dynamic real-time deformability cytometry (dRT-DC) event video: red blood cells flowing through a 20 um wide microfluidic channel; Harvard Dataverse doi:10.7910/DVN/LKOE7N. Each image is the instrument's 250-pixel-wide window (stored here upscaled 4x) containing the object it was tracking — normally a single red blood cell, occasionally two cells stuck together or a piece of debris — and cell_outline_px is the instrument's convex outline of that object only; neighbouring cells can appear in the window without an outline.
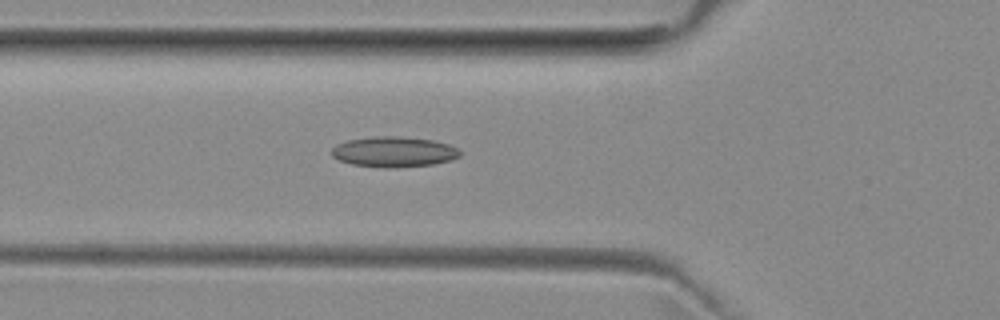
{"species": "common noctule bat (a hibernating species)", "species_latin": "Nyctalus noctula", "temperature_condition": "room temperature", "stored_images_in_passage": 40, "camera_frame_rate_fps": 3000, "um_per_image_px": 0.085, "animal": {"sex": "female", "body_mass_g": 29.2, "forearm_length_mm": 56.3}, "frame": {"image": 1, "passage_image": 7, "time_ms": 2.0, "image_size_px": [1000, 320], "cell_outline_px": [[460, 156], [448, 160], [432, 164], [396, 168], [384, 168], [352, 164], [340, 160], [332, 156], [332, 148], [336, 144], [348, 140], [372, 136], [396, 136], [432, 140], [448, 144], [456, 148], [460, 152]], "centroid_in_image_um": [33.44, 12.9], "position_along_channel_um": 92.4, "area_um2": 22.6}}
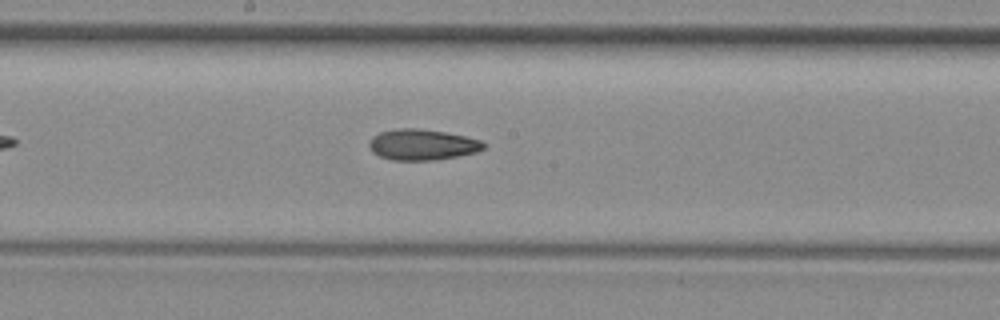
{"frame": {"image": 2, "passage_image": 16, "time_ms": 5.0, "image_size_px": [1000, 320], "cell_outline_px": [[484, 148], [476, 152], [460, 156], [436, 160], [392, 160], [380, 156], [372, 152], [368, 144], [372, 136], [380, 132], [400, 128], [416, 128], [444, 132], [464, 136], [480, 140], [484, 144]], "centroid_in_image_um": [35.87, 12.3], "position_along_channel_um": 212.3, "area_um2": 20.52}}
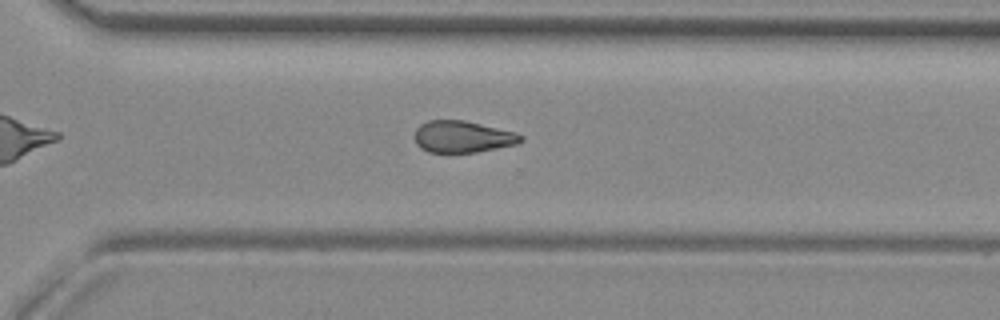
{"frame": {"image": 3, "passage_image": 25, "time_ms": 8.0, "image_size_px": [1000, 320], "cell_outline_px": [[524, 140], [516, 144], [476, 152], [428, 152], [420, 148], [416, 144], [416, 128], [420, 124], [428, 120], [464, 120], [516, 132], [524, 136]], "centroid_in_image_um": [39.33, 11.61], "position_along_channel_um": 331.3, "area_um2": 19.59}, "authors_computed_cell_mechanics": {"area_um2": 20.2878, "velocity_mm_per_s": 3.9796, "shape_relaxation_time_tau1_ms": null, "shape_relaxation_time_tau2_ms": 7.0848, "deformation_change_tau1": null, "deformation_change_tau2": 0.1745}}